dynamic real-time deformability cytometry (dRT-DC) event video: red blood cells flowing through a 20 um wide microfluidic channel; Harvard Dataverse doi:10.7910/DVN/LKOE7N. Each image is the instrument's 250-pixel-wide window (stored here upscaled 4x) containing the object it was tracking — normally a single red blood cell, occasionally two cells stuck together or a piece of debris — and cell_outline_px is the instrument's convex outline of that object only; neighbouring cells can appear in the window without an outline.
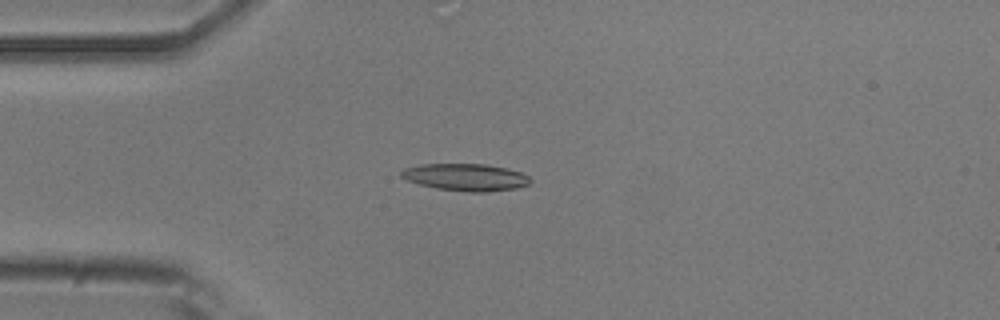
{"species": "common noctule bat (a hibernating species)", "species_latin": "Nyctalus noctula", "temperature_condition": "room temperature", "stored_images_in_passage": 41, "camera_frame_rate_fps": 3000, "um_per_image_px": 0.085, "animal": {"sex": "male", "body_mass_g": 20.5, "forearm_length_mm": 52.5}, "frame": {"image": 1, "passage_image": 1, "time_ms": 0.0, "image_size_px": [1000, 320], "cell_outline_px": [[532, 180], [528, 184], [516, 188], [488, 192], [468, 192], [436, 188], [420, 184], [408, 180], [400, 176], [400, 172], [404, 168], [420, 164], [484, 164], [504, 168], [520, 172], [528, 176]], "centroid_in_image_um": [39.57, 15.06], "position_along_channel_um": 45.4, "area_um2": 20.29}}
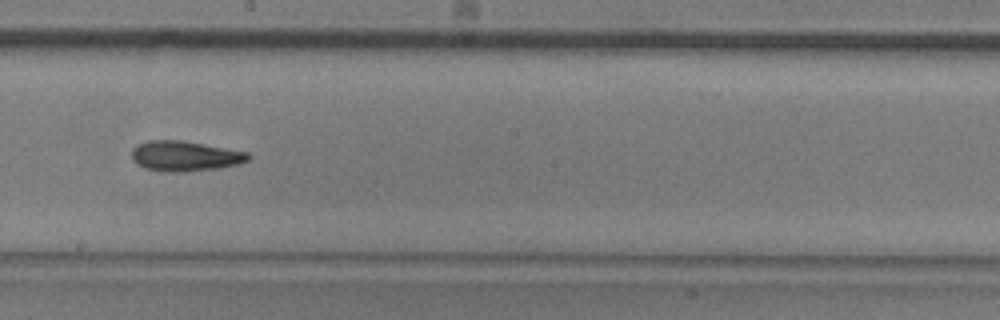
{"frame": {"image": 2, "passage_image": 17, "time_ms": 5.333, "image_size_px": [1000, 320], "cell_outline_px": [[252, 156], [248, 160], [240, 164], [216, 168], [184, 172], [164, 172], [144, 168], [136, 164], [132, 160], [132, 148], [136, 144], [148, 140], [180, 140], [248, 152]], "centroid_in_image_um": [15.68, 13.27], "position_along_channel_um": 232.5, "area_um2": 20.63}}
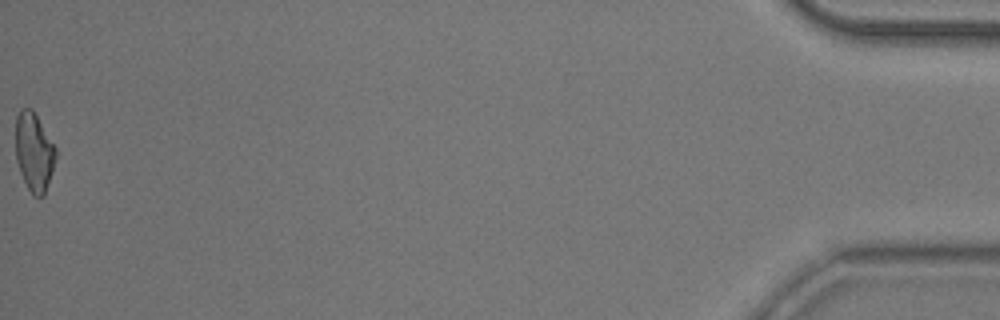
{"frame": {"image": 3, "passage_image": 41, "time_ms": 13.333, "image_size_px": [1000, 320], "cell_outline_px": [[56, 156], [52, 172], [44, 196], [32, 196], [20, 172], [16, 160], [16, 116], [20, 108], [32, 108], [56, 148]], "centroid_in_image_um": [2.89, 12.91], "position_along_channel_um": 432.3, "area_um2": 18.32}, "authors_computed_cell_mechanics": {"area_um2": 19.7098, "velocity_mm_per_s": 3.7774, "shape_relaxation_time_tau1_ms": 4.2173, "shape_relaxation_time_tau2_ms": 10.3837, "deformation_change_tau1": 0.1214, "deformation_change_tau2": 0.2808}}